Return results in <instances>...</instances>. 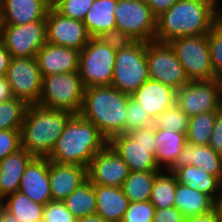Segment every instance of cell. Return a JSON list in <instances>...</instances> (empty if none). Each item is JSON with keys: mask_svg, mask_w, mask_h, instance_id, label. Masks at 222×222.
Listing matches in <instances>:
<instances>
[{"mask_svg": "<svg viewBox=\"0 0 222 222\" xmlns=\"http://www.w3.org/2000/svg\"><path fill=\"white\" fill-rule=\"evenodd\" d=\"M214 80L217 86L218 106L222 112V74L215 76Z\"/></svg>", "mask_w": 222, "mask_h": 222, "instance_id": "cell-49", "label": "cell"}, {"mask_svg": "<svg viewBox=\"0 0 222 222\" xmlns=\"http://www.w3.org/2000/svg\"><path fill=\"white\" fill-rule=\"evenodd\" d=\"M175 103L188 117L220 111L215 80L189 81L177 90Z\"/></svg>", "mask_w": 222, "mask_h": 222, "instance_id": "cell-15", "label": "cell"}, {"mask_svg": "<svg viewBox=\"0 0 222 222\" xmlns=\"http://www.w3.org/2000/svg\"><path fill=\"white\" fill-rule=\"evenodd\" d=\"M13 98L6 76L0 77V102Z\"/></svg>", "mask_w": 222, "mask_h": 222, "instance_id": "cell-48", "label": "cell"}, {"mask_svg": "<svg viewBox=\"0 0 222 222\" xmlns=\"http://www.w3.org/2000/svg\"><path fill=\"white\" fill-rule=\"evenodd\" d=\"M0 206L20 222H42L45 205L17 191L1 200Z\"/></svg>", "mask_w": 222, "mask_h": 222, "instance_id": "cell-29", "label": "cell"}, {"mask_svg": "<svg viewBox=\"0 0 222 222\" xmlns=\"http://www.w3.org/2000/svg\"><path fill=\"white\" fill-rule=\"evenodd\" d=\"M176 93L177 90L174 88L148 79L131 97L142 105V109L154 119L165 109L175 104Z\"/></svg>", "mask_w": 222, "mask_h": 222, "instance_id": "cell-20", "label": "cell"}, {"mask_svg": "<svg viewBox=\"0 0 222 222\" xmlns=\"http://www.w3.org/2000/svg\"><path fill=\"white\" fill-rule=\"evenodd\" d=\"M87 178L86 167L49 161V180L54 201H63Z\"/></svg>", "mask_w": 222, "mask_h": 222, "instance_id": "cell-19", "label": "cell"}, {"mask_svg": "<svg viewBox=\"0 0 222 222\" xmlns=\"http://www.w3.org/2000/svg\"><path fill=\"white\" fill-rule=\"evenodd\" d=\"M11 58L9 51L0 42V77L6 76Z\"/></svg>", "mask_w": 222, "mask_h": 222, "instance_id": "cell-47", "label": "cell"}, {"mask_svg": "<svg viewBox=\"0 0 222 222\" xmlns=\"http://www.w3.org/2000/svg\"><path fill=\"white\" fill-rule=\"evenodd\" d=\"M63 203L76 219L95 215L97 205L94 185L87 178L63 200Z\"/></svg>", "mask_w": 222, "mask_h": 222, "instance_id": "cell-30", "label": "cell"}, {"mask_svg": "<svg viewBox=\"0 0 222 222\" xmlns=\"http://www.w3.org/2000/svg\"><path fill=\"white\" fill-rule=\"evenodd\" d=\"M187 165L200 167L204 172L222 180V156L209 145H194L186 142L176 162L168 171L173 173L176 169Z\"/></svg>", "mask_w": 222, "mask_h": 222, "instance_id": "cell-21", "label": "cell"}, {"mask_svg": "<svg viewBox=\"0 0 222 222\" xmlns=\"http://www.w3.org/2000/svg\"><path fill=\"white\" fill-rule=\"evenodd\" d=\"M0 222H20L0 206Z\"/></svg>", "mask_w": 222, "mask_h": 222, "instance_id": "cell-51", "label": "cell"}, {"mask_svg": "<svg viewBox=\"0 0 222 222\" xmlns=\"http://www.w3.org/2000/svg\"><path fill=\"white\" fill-rule=\"evenodd\" d=\"M149 79L179 90L189 82L183 66L169 43L146 42Z\"/></svg>", "mask_w": 222, "mask_h": 222, "instance_id": "cell-11", "label": "cell"}, {"mask_svg": "<svg viewBox=\"0 0 222 222\" xmlns=\"http://www.w3.org/2000/svg\"><path fill=\"white\" fill-rule=\"evenodd\" d=\"M107 144L108 140L92 122L73 114L47 159L87 168L95 154Z\"/></svg>", "mask_w": 222, "mask_h": 222, "instance_id": "cell-2", "label": "cell"}, {"mask_svg": "<svg viewBox=\"0 0 222 222\" xmlns=\"http://www.w3.org/2000/svg\"><path fill=\"white\" fill-rule=\"evenodd\" d=\"M94 191L96 214L108 221L121 222L130 203L122 187L94 185Z\"/></svg>", "mask_w": 222, "mask_h": 222, "instance_id": "cell-24", "label": "cell"}, {"mask_svg": "<svg viewBox=\"0 0 222 222\" xmlns=\"http://www.w3.org/2000/svg\"><path fill=\"white\" fill-rule=\"evenodd\" d=\"M129 97L111 85L85 88L79 114L92 122L109 141L112 137L125 133Z\"/></svg>", "mask_w": 222, "mask_h": 222, "instance_id": "cell-3", "label": "cell"}, {"mask_svg": "<svg viewBox=\"0 0 222 222\" xmlns=\"http://www.w3.org/2000/svg\"><path fill=\"white\" fill-rule=\"evenodd\" d=\"M27 106L15 97L0 102V130H21Z\"/></svg>", "mask_w": 222, "mask_h": 222, "instance_id": "cell-34", "label": "cell"}, {"mask_svg": "<svg viewBox=\"0 0 222 222\" xmlns=\"http://www.w3.org/2000/svg\"><path fill=\"white\" fill-rule=\"evenodd\" d=\"M80 51L45 43L36 54L42 77L46 75L78 72Z\"/></svg>", "mask_w": 222, "mask_h": 222, "instance_id": "cell-18", "label": "cell"}, {"mask_svg": "<svg viewBox=\"0 0 222 222\" xmlns=\"http://www.w3.org/2000/svg\"><path fill=\"white\" fill-rule=\"evenodd\" d=\"M114 15L116 28L134 41H155L157 18L144 0H117Z\"/></svg>", "mask_w": 222, "mask_h": 222, "instance_id": "cell-10", "label": "cell"}, {"mask_svg": "<svg viewBox=\"0 0 222 222\" xmlns=\"http://www.w3.org/2000/svg\"><path fill=\"white\" fill-rule=\"evenodd\" d=\"M189 81L214 79L207 34L178 37L169 42Z\"/></svg>", "mask_w": 222, "mask_h": 222, "instance_id": "cell-8", "label": "cell"}, {"mask_svg": "<svg viewBox=\"0 0 222 222\" xmlns=\"http://www.w3.org/2000/svg\"><path fill=\"white\" fill-rule=\"evenodd\" d=\"M174 206L187 218L208 213L217 204L208 195L177 183Z\"/></svg>", "mask_w": 222, "mask_h": 222, "instance_id": "cell-28", "label": "cell"}, {"mask_svg": "<svg viewBox=\"0 0 222 222\" xmlns=\"http://www.w3.org/2000/svg\"><path fill=\"white\" fill-rule=\"evenodd\" d=\"M21 149L20 130H0V160Z\"/></svg>", "mask_w": 222, "mask_h": 222, "instance_id": "cell-42", "label": "cell"}, {"mask_svg": "<svg viewBox=\"0 0 222 222\" xmlns=\"http://www.w3.org/2000/svg\"><path fill=\"white\" fill-rule=\"evenodd\" d=\"M108 144L128 165L129 171H162L154 158L155 127L152 125L112 137Z\"/></svg>", "mask_w": 222, "mask_h": 222, "instance_id": "cell-5", "label": "cell"}, {"mask_svg": "<svg viewBox=\"0 0 222 222\" xmlns=\"http://www.w3.org/2000/svg\"><path fill=\"white\" fill-rule=\"evenodd\" d=\"M6 79L13 97L27 104L39 102L42 75L36 57L11 58Z\"/></svg>", "mask_w": 222, "mask_h": 222, "instance_id": "cell-13", "label": "cell"}, {"mask_svg": "<svg viewBox=\"0 0 222 222\" xmlns=\"http://www.w3.org/2000/svg\"><path fill=\"white\" fill-rule=\"evenodd\" d=\"M177 179L172 172L162 170L153 182L149 201L155 208L174 206Z\"/></svg>", "mask_w": 222, "mask_h": 222, "instance_id": "cell-32", "label": "cell"}, {"mask_svg": "<svg viewBox=\"0 0 222 222\" xmlns=\"http://www.w3.org/2000/svg\"><path fill=\"white\" fill-rule=\"evenodd\" d=\"M47 11L44 0H0L2 25L46 21Z\"/></svg>", "mask_w": 222, "mask_h": 222, "instance_id": "cell-22", "label": "cell"}, {"mask_svg": "<svg viewBox=\"0 0 222 222\" xmlns=\"http://www.w3.org/2000/svg\"><path fill=\"white\" fill-rule=\"evenodd\" d=\"M76 222H113V221H108L99 216L98 214H95V215L77 218Z\"/></svg>", "mask_w": 222, "mask_h": 222, "instance_id": "cell-50", "label": "cell"}, {"mask_svg": "<svg viewBox=\"0 0 222 222\" xmlns=\"http://www.w3.org/2000/svg\"><path fill=\"white\" fill-rule=\"evenodd\" d=\"M96 38L115 51L125 49L134 42L132 37L119 28L102 32Z\"/></svg>", "mask_w": 222, "mask_h": 222, "instance_id": "cell-41", "label": "cell"}, {"mask_svg": "<svg viewBox=\"0 0 222 222\" xmlns=\"http://www.w3.org/2000/svg\"><path fill=\"white\" fill-rule=\"evenodd\" d=\"M46 41L81 51L90 41L83 21L66 17L56 9L48 10L46 17Z\"/></svg>", "mask_w": 222, "mask_h": 222, "instance_id": "cell-14", "label": "cell"}, {"mask_svg": "<svg viewBox=\"0 0 222 222\" xmlns=\"http://www.w3.org/2000/svg\"><path fill=\"white\" fill-rule=\"evenodd\" d=\"M148 79L146 42L134 41L127 48L116 51L111 86L131 96Z\"/></svg>", "mask_w": 222, "mask_h": 222, "instance_id": "cell-7", "label": "cell"}, {"mask_svg": "<svg viewBox=\"0 0 222 222\" xmlns=\"http://www.w3.org/2000/svg\"><path fill=\"white\" fill-rule=\"evenodd\" d=\"M219 0H177L156 19L155 41L208 34L217 23Z\"/></svg>", "mask_w": 222, "mask_h": 222, "instance_id": "cell-1", "label": "cell"}, {"mask_svg": "<svg viewBox=\"0 0 222 222\" xmlns=\"http://www.w3.org/2000/svg\"><path fill=\"white\" fill-rule=\"evenodd\" d=\"M161 171H130L122 189L130 202H145L150 199L153 182Z\"/></svg>", "mask_w": 222, "mask_h": 222, "instance_id": "cell-31", "label": "cell"}, {"mask_svg": "<svg viewBox=\"0 0 222 222\" xmlns=\"http://www.w3.org/2000/svg\"><path fill=\"white\" fill-rule=\"evenodd\" d=\"M152 124L153 119L151 116L142 109V105L130 96L127 103L125 133L148 127Z\"/></svg>", "mask_w": 222, "mask_h": 222, "instance_id": "cell-36", "label": "cell"}, {"mask_svg": "<svg viewBox=\"0 0 222 222\" xmlns=\"http://www.w3.org/2000/svg\"><path fill=\"white\" fill-rule=\"evenodd\" d=\"M173 174L178 183L208 195L217 204L222 194V180L219 177L204 172L194 165L178 168Z\"/></svg>", "mask_w": 222, "mask_h": 222, "instance_id": "cell-25", "label": "cell"}, {"mask_svg": "<svg viewBox=\"0 0 222 222\" xmlns=\"http://www.w3.org/2000/svg\"><path fill=\"white\" fill-rule=\"evenodd\" d=\"M222 5H220L217 14V23L222 27Z\"/></svg>", "mask_w": 222, "mask_h": 222, "instance_id": "cell-53", "label": "cell"}, {"mask_svg": "<svg viewBox=\"0 0 222 222\" xmlns=\"http://www.w3.org/2000/svg\"><path fill=\"white\" fill-rule=\"evenodd\" d=\"M85 88L78 72L46 75L42 77L41 94L37 104L49 109L79 114Z\"/></svg>", "mask_w": 222, "mask_h": 222, "instance_id": "cell-6", "label": "cell"}, {"mask_svg": "<svg viewBox=\"0 0 222 222\" xmlns=\"http://www.w3.org/2000/svg\"><path fill=\"white\" fill-rule=\"evenodd\" d=\"M19 192L39 204L52 201L47 157H34L29 162L21 176Z\"/></svg>", "mask_w": 222, "mask_h": 222, "instance_id": "cell-17", "label": "cell"}, {"mask_svg": "<svg viewBox=\"0 0 222 222\" xmlns=\"http://www.w3.org/2000/svg\"><path fill=\"white\" fill-rule=\"evenodd\" d=\"M186 222H222V218L220 211L216 206L208 213L187 217Z\"/></svg>", "mask_w": 222, "mask_h": 222, "instance_id": "cell-45", "label": "cell"}, {"mask_svg": "<svg viewBox=\"0 0 222 222\" xmlns=\"http://www.w3.org/2000/svg\"><path fill=\"white\" fill-rule=\"evenodd\" d=\"M149 7L153 15L157 18L162 13L167 11L177 0H144Z\"/></svg>", "mask_w": 222, "mask_h": 222, "instance_id": "cell-46", "label": "cell"}, {"mask_svg": "<svg viewBox=\"0 0 222 222\" xmlns=\"http://www.w3.org/2000/svg\"><path fill=\"white\" fill-rule=\"evenodd\" d=\"M129 172L128 165L109 144L95 154L87 167L93 185L122 187Z\"/></svg>", "mask_w": 222, "mask_h": 222, "instance_id": "cell-16", "label": "cell"}, {"mask_svg": "<svg viewBox=\"0 0 222 222\" xmlns=\"http://www.w3.org/2000/svg\"><path fill=\"white\" fill-rule=\"evenodd\" d=\"M116 51L103 44L97 38H90L80 51L78 74L86 88L111 85Z\"/></svg>", "mask_w": 222, "mask_h": 222, "instance_id": "cell-9", "label": "cell"}, {"mask_svg": "<svg viewBox=\"0 0 222 222\" xmlns=\"http://www.w3.org/2000/svg\"><path fill=\"white\" fill-rule=\"evenodd\" d=\"M42 222H76L63 201H50L44 206Z\"/></svg>", "mask_w": 222, "mask_h": 222, "instance_id": "cell-39", "label": "cell"}, {"mask_svg": "<svg viewBox=\"0 0 222 222\" xmlns=\"http://www.w3.org/2000/svg\"><path fill=\"white\" fill-rule=\"evenodd\" d=\"M73 114L28 104L21 126V148L34 157H48Z\"/></svg>", "mask_w": 222, "mask_h": 222, "instance_id": "cell-4", "label": "cell"}, {"mask_svg": "<svg viewBox=\"0 0 222 222\" xmlns=\"http://www.w3.org/2000/svg\"><path fill=\"white\" fill-rule=\"evenodd\" d=\"M217 208L219 209L220 214H221V218H222V194H221V196L219 197V200H218V202H217Z\"/></svg>", "mask_w": 222, "mask_h": 222, "instance_id": "cell-54", "label": "cell"}, {"mask_svg": "<svg viewBox=\"0 0 222 222\" xmlns=\"http://www.w3.org/2000/svg\"><path fill=\"white\" fill-rule=\"evenodd\" d=\"M94 0H65L56 10L62 15L83 21Z\"/></svg>", "mask_w": 222, "mask_h": 222, "instance_id": "cell-40", "label": "cell"}, {"mask_svg": "<svg viewBox=\"0 0 222 222\" xmlns=\"http://www.w3.org/2000/svg\"><path fill=\"white\" fill-rule=\"evenodd\" d=\"M219 112H205L189 117L186 142L194 145H208Z\"/></svg>", "mask_w": 222, "mask_h": 222, "instance_id": "cell-33", "label": "cell"}, {"mask_svg": "<svg viewBox=\"0 0 222 222\" xmlns=\"http://www.w3.org/2000/svg\"><path fill=\"white\" fill-rule=\"evenodd\" d=\"M117 0H94L83 20L91 38L116 28L115 9Z\"/></svg>", "mask_w": 222, "mask_h": 222, "instance_id": "cell-27", "label": "cell"}, {"mask_svg": "<svg viewBox=\"0 0 222 222\" xmlns=\"http://www.w3.org/2000/svg\"><path fill=\"white\" fill-rule=\"evenodd\" d=\"M48 10L56 9L65 0H44Z\"/></svg>", "mask_w": 222, "mask_h": 222, "instance_id": "cell-52", "label": "cell"}, {"mask_svg": "<svg viewBox=\"0 0 222 222\" xmlns=\"http://www.w3.org/2000/svg\"><path fill=\"white\" fill-rule=\"evenodd\" d=\"M156 151L154 158L160 170L168 171L176 162L186 143V134L155 128Z\"/></svg>", "mask_w": 222, "mask_h": 222, "instance_id": "cell-26", "label": "cell"}, {"mask_svg": "<svg viewBox=\"0 0 222 222\" xmlns=\"http://www.w3.org/2000/svg\"><path fill=\"white\" fill-rule=\"evenodd\" d=\"M34 158L24 148L0 160V201L19 191L21 176Z\"/></svg>", "mask_w": 222, "mask_h": 222, "instance_id": "cell-23", "label": "cell"}, {"mask_svg": "<svg viewBox=\"0 0 222 222\" xmlns=\"http://www.w3.org/2000/svg\"><path fill=\"white\" fill-rule=\"evenodd\" d=\"M0 42L12 58L36 57L45 45L46 21H34L23 25H2Z\"/></svg>", "mask_w": 222, "mask_h": 222, "instance_id": "cell-12", "label": "cell"}, {"mask_svg": "<svg viewBox=\"0 0 222 222\" xmlns=\"http://www.w3.org/2000/svg\"><path fill=\"white\" fill-rule=\"evenodd\" d=\"M153 222H186V217L175 206L156 208Z\"/></svg>", "mask_w": 222, "mask_h": 222, "instance_id": "cell-43", "label": "cell"}, {"mask_svg": "<svg viewBox=\"0 0 222 222\" xmlns=\"http://www.w3.org/2000/svg\"><path fill=\"white\" fill-rule=\"evenodd\" d=\"M215 152L222 156V112L215 119V125L208 144Z\"/></svg>", "mask_w": 222, "mask_h": 222, "instance_id": "cell-44", "label": "cell"}, {"mask_svg": "<svg viewBox=\"0 0 222 222\" xmlns=\"http://www.w3.org/2000/svg\"><path fill=\"white\" fill-rule=\"evenodd\" d=\"M189 117L177 106L168 107L153 119L155 128L169 129L171 132L187 133Z\"/></svg>", "mask_w": 222, "mask_h": 222, "instance_id": "cell-35", "label": "cell"}, {"mask_svg": "<svg viewBox=\"0 0 222 222\" xmlns=\"http://www.w3.org/2000/svg\"><path fill=\"white\" fill-rule=\"evenodd\" d=\"M210 57L215 76L222 74V27L216 23L207 34Z\"/></svg>", "mask_w": 222, "mask_h": 222, "instance_id": "cell-37", "label": "cell"}, {"mask_svg": "<svg viewBox=\"0 0 222 222\" xmlns=\"http://www.w3.org/2000/svg\"><path fill=\"white\" fill-rule=\"evenodd\" d=\"M1 27H2V20H1V14H0V35H1Z\"/></svg>", "mask_w": 222, "mask_h": 222, "instance_id": "cell-55", "label": "cell"}, {"mask_svg": "<svg viewBox=\"0 0 222 222\" xmlns=\"http://www.w3.org/2000/svg\"><path fill=\"white\" fill-rule=\"evenodd\" d=\"M155 209L149 200L130 202L121 222H153Z\"/></svg>", "mask_w": 222, "mask_h": 222, "instance_id": "cell-38", "label": "cell"}]
</instances>
